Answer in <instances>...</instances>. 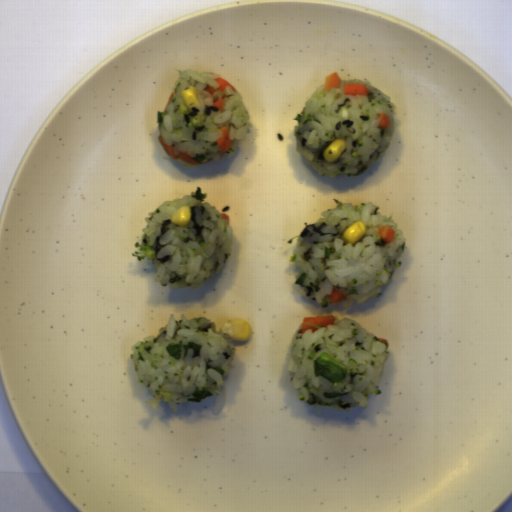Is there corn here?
Listing matches in <instances>:
<instances>
[{
  "instance_id": "1",
  "label": "corn",
  "mask_w": 512,
  "mask_h": 512,
  "mask_svg": "<svg viewBox=\"0 0 512 512\" xmlns=\"http://www.w3.org/2000/svg\"><path fill=\"white\" fill-rule=\"evenodd\" d=\"M219 334L233 341L248 342L252 334L250 322L243 318H232L225 321L219 328Z\"/></svg>"
},
{
  "instance_id": "2",
  "label": "corn",
  "mask_w": 512,
  "mask_h": 512,
  "mask_svg": "<svg viewBox=\"0 0 512 512\" xmlns=\"http://www.w3.org/2000/svg\"><path fill=\"white\" fill-rule=\"evenodd\" d=\"M181 98L187 109L191 111V107L198 108V114L205 111L204 101L195 86H188L181 91Z\"/></svg>"
},
{
  "instance_id": "3",
  "label": "corn",
  "mask_w": 512,
  "mask_h": 512,
  "mask_svg": "<svg viewBox=\"0 0 512 512\" xmlns=\"http://www.w3.org/2000/svg\"><path fill=\"white\" fill-rule=\"evenodd\" d=\"M366 232V223L357 220L354 223L350 224V226L344 230V232L341 234V238L345 240L347 243H351L352 245H354L360 239L365 237Z\"/></svg>"
},
{
  "instance_id": "4",
  "label": "corn",
  "mask_w": 512,
  "mask_h": 512,
  "mask_svg": "<svg viewBox=\"0 0 512 512\" xmlns=\"http://www.w3.org/2000/svg\"><path fill=\"white\" fill-rule=\"evenodd\" d=\"M346 150V143L344 138H336L333 142L328 144L322 152V158L325 162L335 163L340 159L342 153Z\"/></svg>"
},
{
  "instance_id": "5",
  "label": "corn",
  "mask_w": 512,
  "mask_h": 512,
  "mask_svg": "<svg viewBox=\"0 0 512 512\" xmlns=\"http://www.w3.org/2000/svg\"><path fill=\"white\" fill-rule=\"evenodd\" d=\"M192 218V212L189 205H181L176 211H173L169 218L171 223L177 224L178 227H186Z\"/></svg>"
}]
</instances>
